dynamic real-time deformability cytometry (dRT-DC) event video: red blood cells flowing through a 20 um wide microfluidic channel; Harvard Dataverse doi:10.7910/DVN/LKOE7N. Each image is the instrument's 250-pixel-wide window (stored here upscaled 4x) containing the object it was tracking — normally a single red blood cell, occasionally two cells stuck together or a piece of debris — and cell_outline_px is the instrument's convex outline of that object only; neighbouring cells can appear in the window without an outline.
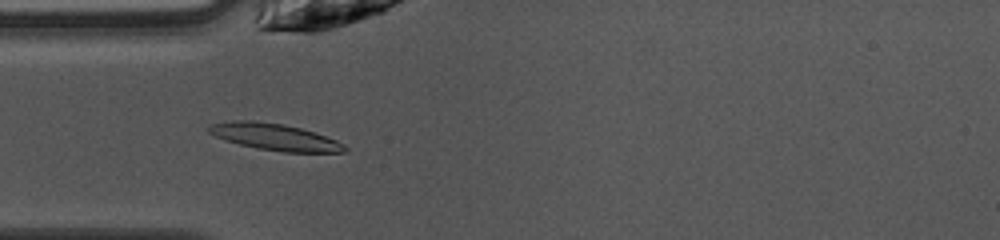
{"species": "common noctule bat (a hibernating species)", "species_latin": "Nyctalus noctula", "temperature_condition": "warm", "stored_images_in_passage": 38, "camera_frame_rate_fps": 3000, "um_per_image_px": 0.085, "animal": {"sex": "female", "body_mass_g": 10.0, "forearm_length_mm": 53.1}, "frame": {"image": 1, "passage_image": 6, "time_ms": 1.667, "image_size_px": [1000, 240], "cell_outline_px": [[348, 148], [344, 152], [284, 152], [260, 148], [240, 144], [224, 140], [208, 132], [208, 128], [212, 124], [232, 120], [252, 120], [284, 124], [300, 128], [336, 140], [344, 144]], "centroid_in_image_um": [23.34, 11.63], "position_along_channel_um": 61.7, "area_um2": 20.81}}
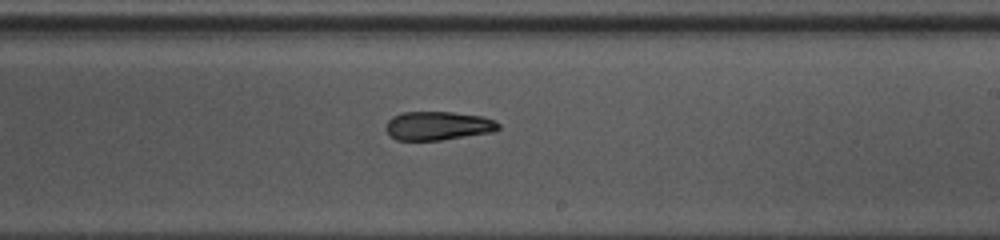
{"frame": {"image": 2, "passage_image": 20, "time_ms": 6.333, "image_size_px": [1000, 240], "cell_outline_px": [[500, 128], [492, 132], [440, 140], [396, 140], [384, 128], [388, 120], [392, 116], [400, 112], [452, 112], [484, 116], [500, 124]], "centroid_in_image_um": [37.21, 10.68], "position_along_channel_um": 251.8, "area_um2": 18.84}}
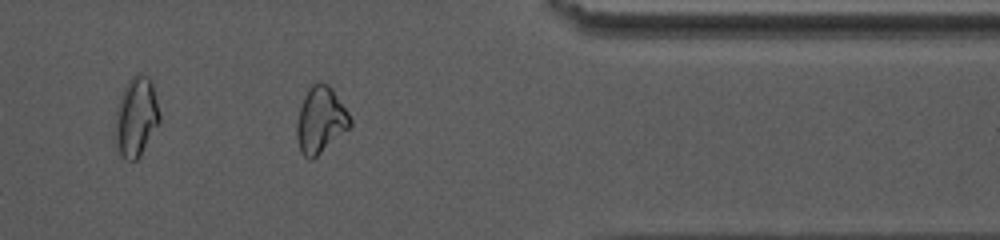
{"frame": {"image": 3, "passage_image": 31, "time_ms": 10.0, "image_size_px": [1000, 240], "cell_outline_px": [[352, 124], [348, 128], [312, 160], [308, 160], [300, 152], [296, 136], [296, 124], [300, 108], [304, 96], [308, 88], [312, 84], [320, 80], [328, 84], [332, 88], [348, 112], [352, 120]], "centroid_in_image_um": [27.22, 10.18], "position_along_channel_um": 384.2, "area_um2": 20.58}, "authors_computed_cell_mechanics": {"area_um2": 19.5075, "velocity_mm_per_s": 4.0527, "shape_relaxation_time_tau1_ms": 6.8144, "shape_relaxation_time_tau2_ms": null, "deformation_change_tau1": 0.2024, "deformation_change_tau2": null}}